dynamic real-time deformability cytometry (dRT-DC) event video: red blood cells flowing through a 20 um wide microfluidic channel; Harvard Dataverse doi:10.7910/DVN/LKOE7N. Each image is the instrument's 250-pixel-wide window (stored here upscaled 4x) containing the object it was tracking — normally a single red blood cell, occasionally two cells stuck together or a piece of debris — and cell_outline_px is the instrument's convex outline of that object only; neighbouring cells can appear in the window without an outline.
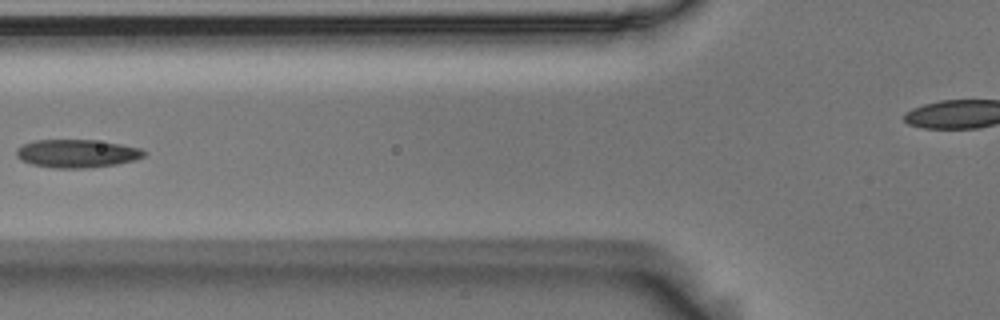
{"species": "Egyptian fruit bat (a non-hibernating species)", "species_latin": "Rousettus aegyptiacus", "temperature_condition": "room temperature", "stored_images_in_passage": 6, "camera_frame_rate_fps": 3000, "um_per_image_px": 0.085, "animal": {"sex": "male"}, "frame": {"image": 1, "passage_image": 5, "time_ms": 1.333, "image_size_px": [1000, 320], "cell_outline_px": [[148, 152], [144, 156], [136, 160], [116, 164], [88, 168], [52, 168], [32, 164], [20, 160], [16, 156], [16, 148], [24, 144], [36, 140], [92, 140], [120, 144], [140, 148]], "centroid_in_image_um": [6.54, 13.05], "position_along_channel_um": 119.3, "area_um2": 20.98}}
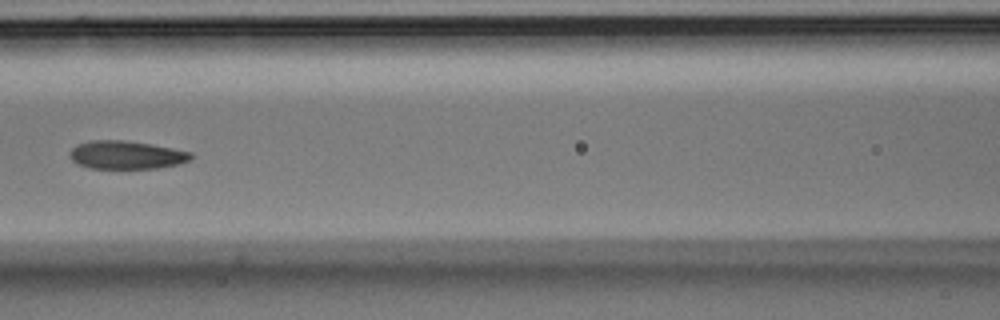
{"frame": {"image": 2, "passage_image": 6, "time_ms": 1.667, "image_size_px": [1000, 320], "cell_outline_px": [[192, 160], [180, 164], [156, 168], [92, 168], [80, 164], [72, 160], [68, 156], [68, 152], [76, 144], [92, 140], [124, 140], [152, 144], [192, 152]], "centroid_in_image_um": [10.75, 13.16], "position_along_channel_um": 155.9, "area_um2": 20.0}}